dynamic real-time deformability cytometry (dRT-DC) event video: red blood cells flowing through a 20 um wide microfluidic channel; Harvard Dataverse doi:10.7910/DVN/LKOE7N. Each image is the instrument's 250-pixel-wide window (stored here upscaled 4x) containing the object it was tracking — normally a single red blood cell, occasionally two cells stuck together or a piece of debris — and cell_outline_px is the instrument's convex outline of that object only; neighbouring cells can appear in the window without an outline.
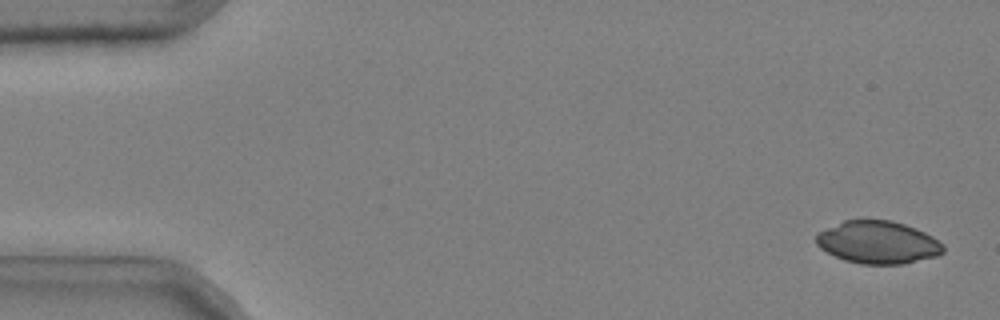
{"species": "common noctule bat (a hibernating species)", "species_latin": "Nyctalus noctula", "temperature_condition": "cold", "stored_images_in_passage": 51, "camera_frame_rate_fps": 3000, "um_per_image_px": 0.085, "animal": {"sex": "male", "body_mass_g": 20.4}, "frame": {"image": 1, "passage_image": 2, "time_ms": 0.333, "image_size_px": [1000, 320], "cell_outline_px": [[944, 252], [936, 256], [904, 264], [860, 264], [844, 260], [820, 248], [816, 244], [816, 232], [844, 220], [892, 220], [916, 228], [932, 236], [944, 244]], "centroid_in_image_um": [74.62, 20.6], "position_along_channel_um": 10.4, "area_um2": 31.67}}
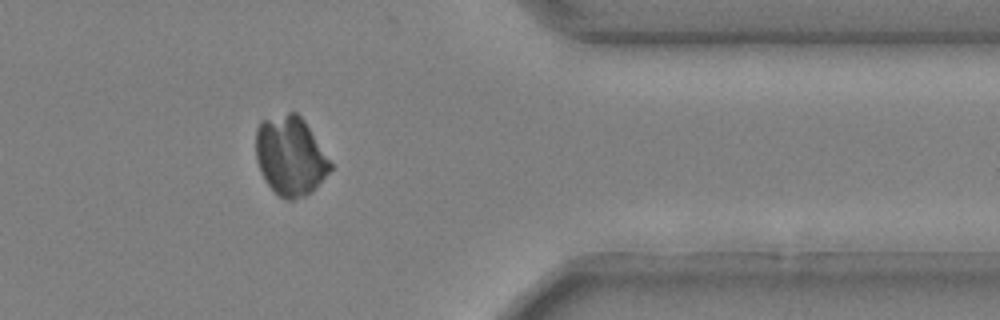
{"frame": {"image": 2, "passage_image": 44, "time_ms": 14.333, "image_size_px": [1000, 320], "cell_outline_px": [[332, 168], [316, 188], [312, 192], [304, 196], [292, 200], [284, 200], [268, 184], [260, 172], [256, 160], [256, 128], [260, 120], [288, 112], [296, 112], [304, 120], [332, 164]], "centroid_in_image_um": [24.66, 13.25], "position_along_channel_um": 386.7, "area_um2": 34.33}}
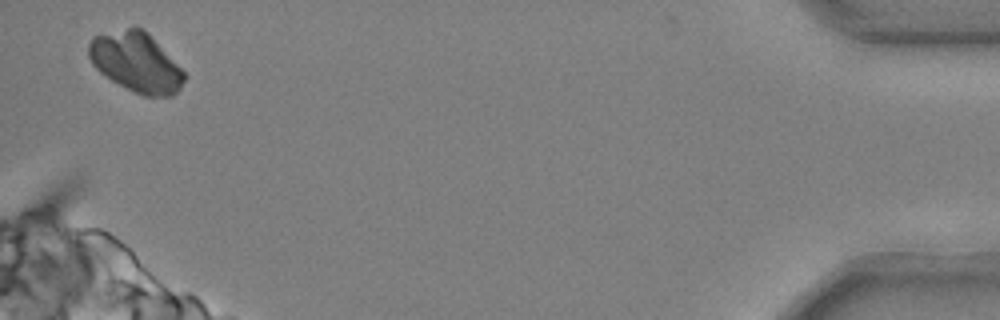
{"frame": {"image": 3, "passage_image": 51, "time_ms": 16.667, "image_size_px": [1000, 320], "cell_outline_px": [[184, 80], [180, 88], [172, 96], [144, 96], [112, 80], [100, 72], [92, 64], [88, 56], [88, 44], [96, 36], [128, 28], [140, 28], [148, 32], [184, 72]], "centroid_in_image_um": [11.57, 5.3], "position_along_channel_um": 423.6, "area_um2": 32.37}}